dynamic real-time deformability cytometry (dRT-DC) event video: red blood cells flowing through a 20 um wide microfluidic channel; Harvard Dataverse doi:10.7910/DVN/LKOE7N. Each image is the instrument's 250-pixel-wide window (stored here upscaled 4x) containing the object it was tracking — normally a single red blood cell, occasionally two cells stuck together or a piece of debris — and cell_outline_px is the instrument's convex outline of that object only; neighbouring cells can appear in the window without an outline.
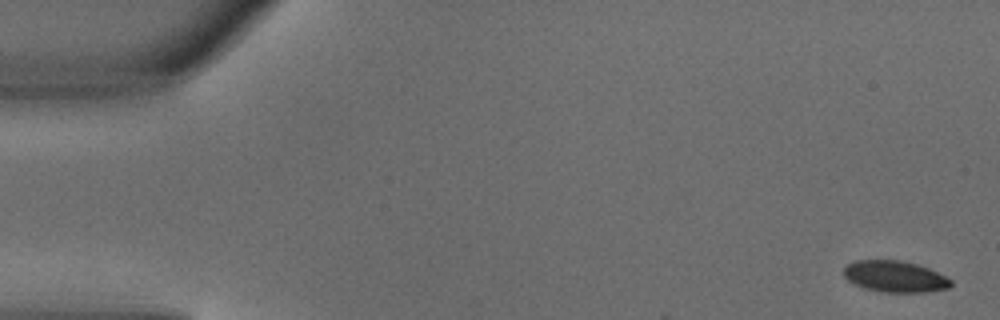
{"species": "common noctule bat (a hibernating species)", "species_latin": "Nyctalus noctula", "temperature_condition": "warm", "stored_images_in_passage": 6, "camera_frame_rate_fps": 3000, "um_per_image_px": 0.085, "animal": {"sex": "male", "body_mass_g": 18.8}, "frame": {"image": 1, "passage_image": 1, "time_ms": 0.0, "image_size_px": [1000, 320], "cell_outline_px": [[952, 284], [948, 288], [924, 292], [880, 292], [864, 288], [848, 280], [844, 276], [844, 268], [848, 264], [856, 260], [900, 260], [916, 264], [928, 268], [952, 280]], "centroid_in_image_um": [76.05, 23.5], "position_along_channel_um": 8.9, "area_um2": 19.42}}
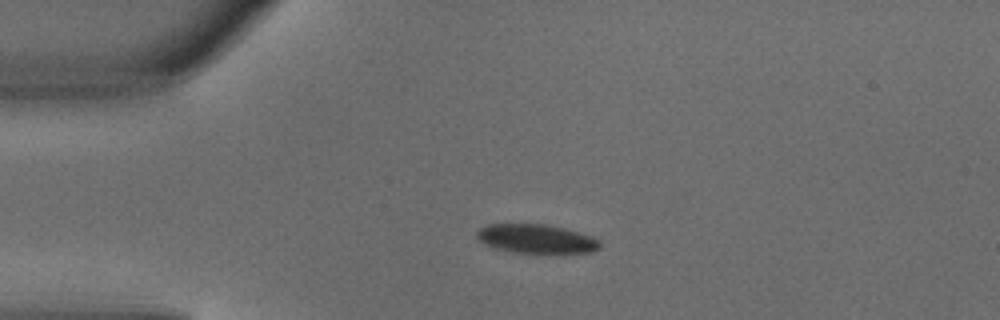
{"frame": {"image": 2, "passage_image": 4, "time_ms": 1.0, "image_size_px": [1000, 320], "cell_outline_px": [[600, 248], [588, 252], [512, 252], [496, 248], [484, 244], [476, 236], [476, 232], [480, 228], [488, 224], [548, 224], [580, 232], [592, 236], [600, 240]], "centroid_in_image_um": [45.58, 20.28], "position_along_channel_um": 39.4, "area_um2": 20.58}}